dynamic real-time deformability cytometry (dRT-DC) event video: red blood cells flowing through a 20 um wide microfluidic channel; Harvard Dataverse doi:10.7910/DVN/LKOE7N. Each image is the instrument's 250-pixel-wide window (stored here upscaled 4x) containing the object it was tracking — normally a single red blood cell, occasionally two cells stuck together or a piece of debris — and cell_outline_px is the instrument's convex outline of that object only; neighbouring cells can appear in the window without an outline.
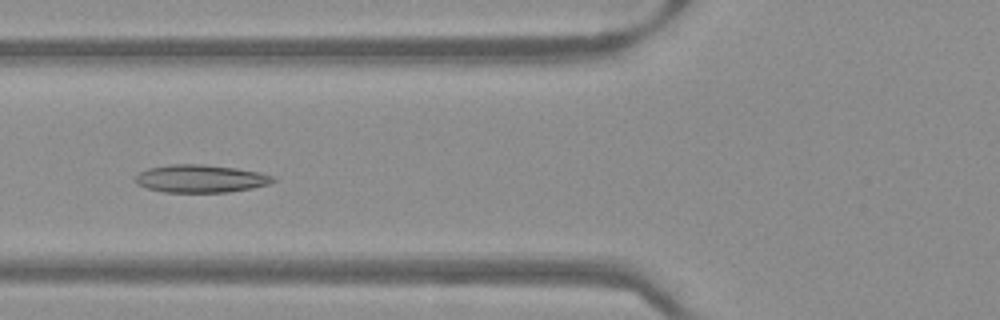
{"species": "Egyptian fruit bat (a non-hibernating species)", "species_latin": "Rousettus aegyptiacus", "temperature_condition": "warm", "stored_images_in_passage": 51, "camera_frame_rate_fps": 3000, "um_per_image_px": 0.085, "frame": {"image": 1, "passage_image": 20, "time_ms": 6.333, "image_size_px": [1000, 320], "cell_outline_px": [[276, 180], [268, 184], [252, 188], [228, 192], [164, 192], [148, 188], [136, 184], [132, 180], [140, 172], [148, 168], [172, 164], [204, 164], [236, 168], [260, 172], [276, 176]], "centroid_in_image_um": [17.06, 15.18], "position_along_channel_um": 108.7, "area_um2": 22.43}}
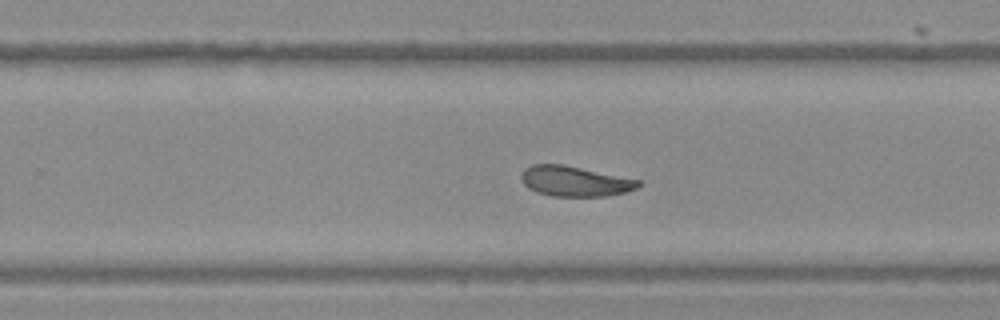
{"frame": {"image": 2, "passage_image": 33, "time_ms": 10.667, "image_size_px": [1000, 320], "cell_outline_px": [[640, 184], [636, 188], [628, 192], [608, 196], [552, 196], [536, 192], [528, 188], [524, 184], [524, 168], [532, 164], [564, 164], [640, 180]], "centroid_in_image_um": [48.89, 15.41], "position_along_channel_um": 280.9, "area_um2": 20.52}}
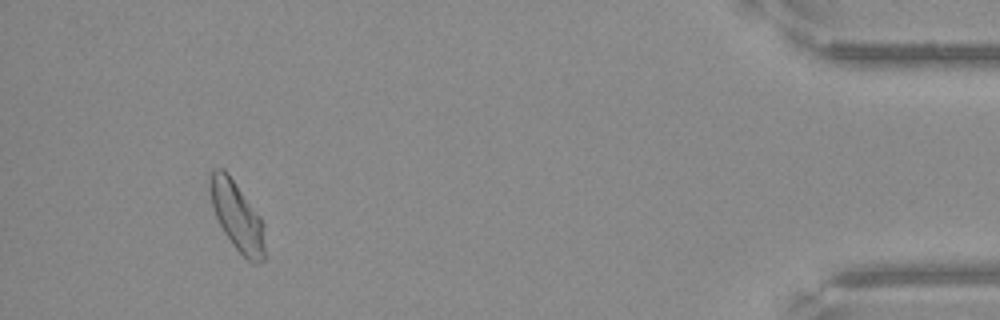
{"frame": {"image": 3, "passage_image": 48, "time_ms": 15.667, "image_size_px": [1000, 320], "cell_outline_px": [[264, 260], [256, 264], [252, 264], [232, 244], [224, 232], [212, 208], [208, 188], [208, 176], [212, 168], [224, 168], [228, 172], [260, 216], [264, 224]], "centroid_in_image_um": [20.12, 18.32], "position_along_channel_um": 415.1, "area_um2": 22.37}}